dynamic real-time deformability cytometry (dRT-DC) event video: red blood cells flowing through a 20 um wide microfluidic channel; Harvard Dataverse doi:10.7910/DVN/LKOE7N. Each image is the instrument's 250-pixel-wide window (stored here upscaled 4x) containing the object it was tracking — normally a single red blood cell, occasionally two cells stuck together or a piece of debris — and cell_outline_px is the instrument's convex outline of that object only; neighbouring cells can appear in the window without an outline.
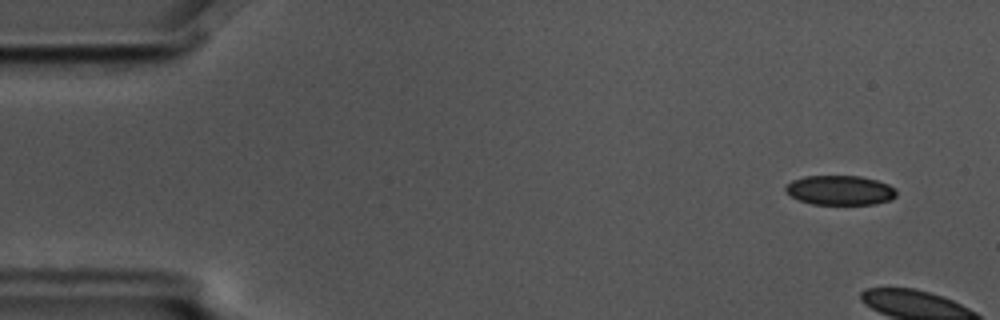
{"species": "common noctule bat (a hibernating species)", "species_latin": "Nyctalus noctula", "temperature_condition": "cold", "stored_images_in_passage": 11, "camera_frame_rate_fps": 3000, "um_per_image_px": 0.085, "animal": {"sex": "male", "body_mass_g": 17.5, "forearm_length_mm": 52.3}, "frame": {"image": 1, "passage_image": 1, "time_ms": 0.0, "image_size_px": [1000, 320], "cell_outline_px": [[896, 196], [892, 200], [876, 204], [812, 204], [800, 200], [792, 196], [784, 188], [792, 180], [804, 176], [860, 176], [876, 180], [888, 184], [896, 188]], "centroid_in_image_um": [71.45, 16.17], "position_along_channel_um": 13.6, "area_um2": 19.07}}
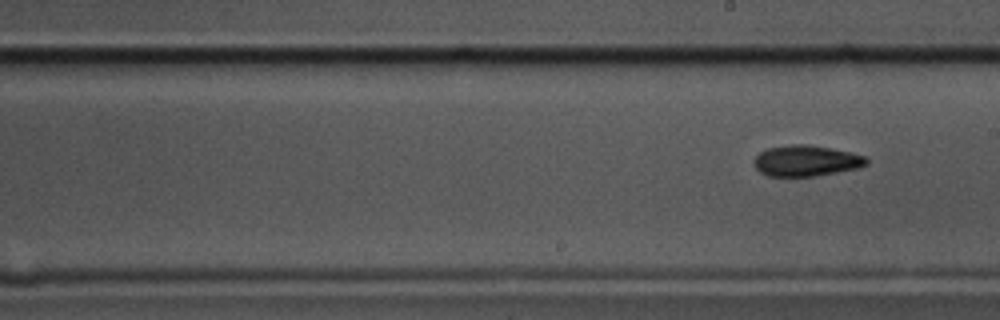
{"frame": {"image": 2, "passage_image": 11, "time_ms": 3.333, "image_size_px": [1000, 320], "cell_outline_px": [[868, 164], [856, 168], [816, 176], [768, 176], [760, 172], [756, 168], [756, 156], [760, 152], [768, 148], [792, 144], [804, 144], [828, 148], [848, 152], [864, 156], [868, 160]], "centroid_in_image_um": [68.51, 13.67], "position_along_channel_um": 220.5, "area_um2": 19.83}}